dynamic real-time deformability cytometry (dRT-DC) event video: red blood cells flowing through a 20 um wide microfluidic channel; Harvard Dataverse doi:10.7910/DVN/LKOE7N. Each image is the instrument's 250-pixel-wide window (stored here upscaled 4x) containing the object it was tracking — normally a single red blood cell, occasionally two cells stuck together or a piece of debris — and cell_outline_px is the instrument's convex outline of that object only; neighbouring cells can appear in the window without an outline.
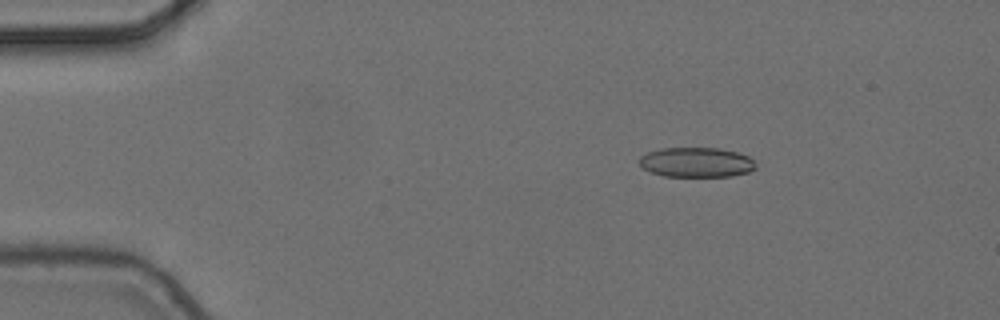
{"species": "common noctule bat (a hibernating species)", "species_latin": "Nyctalus noctula", "temperature_condition": "cold", "stored_images_in_passage": 6, "camera_frame_rate_fps": 3000, "um_per_image_px": 0.085, "animal": {"sex": "female", "body_mass_g": 24.6, "forearm_length_mm": 56.2}, "frame": {"image": 1, "passage_image": 3, "time_ms": 0.667, "image_size_px": [1000, 320], "cell_outline_px": [[756, 168], [748, 172], [732, 176], [664, 176], [652, 172], [644, 168], [640, 164], [640, 156], [648, 152], [660, 148], [720, 148], [736, 152], [748, 156], [756, 164]], "centroid_in_image_um": [59.2, 13.79], "position_along_channel_um": 25.8, "area_um2": 20.11}}
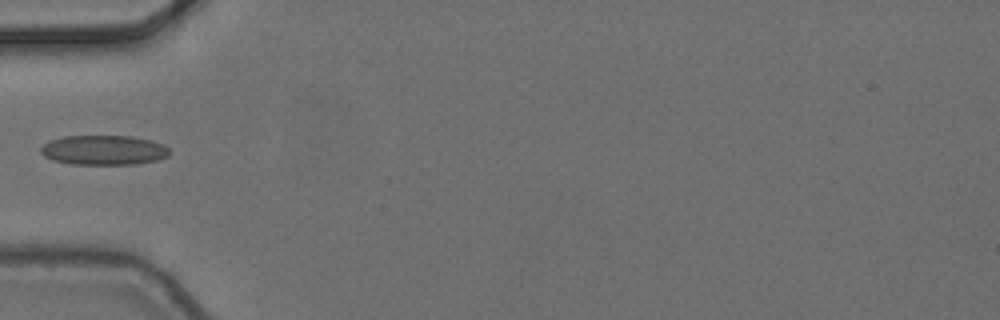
{"frame": {"image": 2, "passage_image": 6, "time_ms": 1.667, "image_size_px": [1000, 320], "cell_outline_px": [[172, 152], [168, 156], [156, 160], [136, 164], [72, 164], [52, 160], [44, 156], [40, 152], [40, 148], [48, 140], [64, 136], [132, 136], [164, 144]], "centroid_in_image_um": [8.8, 12.76], "position_along_channel_um": 76.2, "area_um2": 22.37}}